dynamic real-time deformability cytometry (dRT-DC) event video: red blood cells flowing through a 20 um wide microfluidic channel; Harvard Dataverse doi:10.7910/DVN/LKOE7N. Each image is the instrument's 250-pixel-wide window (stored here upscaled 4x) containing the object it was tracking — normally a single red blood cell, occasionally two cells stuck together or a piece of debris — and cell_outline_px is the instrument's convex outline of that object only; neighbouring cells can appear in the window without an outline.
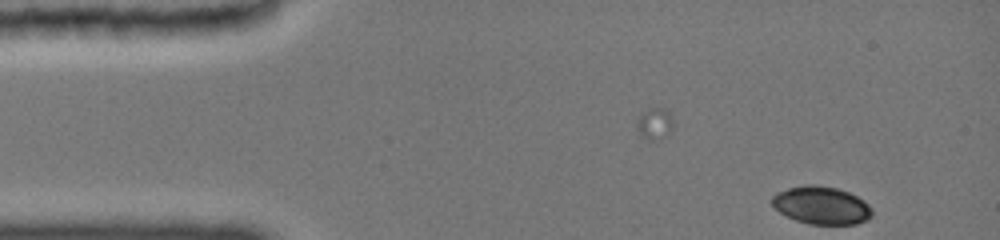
{"species": "common noctule bat (a hibernating species)", "species_latin": "Nyctalus noctula", "temperature_condition": "cold", "stored_images_in_passage": 65, "camera_frame_rate_fps": 3000, "um_per_image_px": 0.085, "animal": {"sex": "female", "body_mass_g": 19.0, "forearm_length_mm": 51.5}, "frame": {"image": 1, "passage_image": 1, "time_ms": 0.0, "image_size_px": [1000, 240], "cell_outline_px": [[872, 216], [868, 220], [856, 224], [808, 224], [796, 220], [780, 212], [772, 204], [772, 196], [776, 192], [788, 188], [804, 184], [816, 184], [836, 188], [848, 192], [864, 200], [872, 208]], "centroid_in_image_um": [69.83, 17.44], "position_along_channel_um": 15.2, "area_um2": 22.14}}
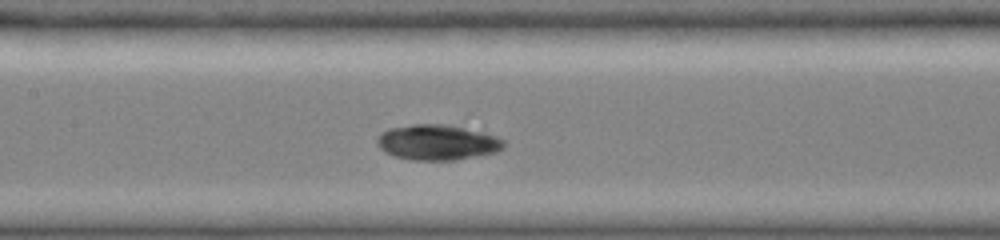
{"frame": {"image": 2, "passage_image": 38, "time_ms": 6.333, "image_size_px": [1000, 240], "cell_outline_px": [[504, 148], [496, 152], [456, 160], [412, 160], [392, 156], [384, 152], [380, 148], [376, 140], [384, 132], [392, 128], [412, 124], [440, 124], [480, 132], [496, 136], [504, 140]], "centroid_in_image_um": [37.16, 12.12], "position_along_channel_um": 170.2, "area_um2": 25.72}}
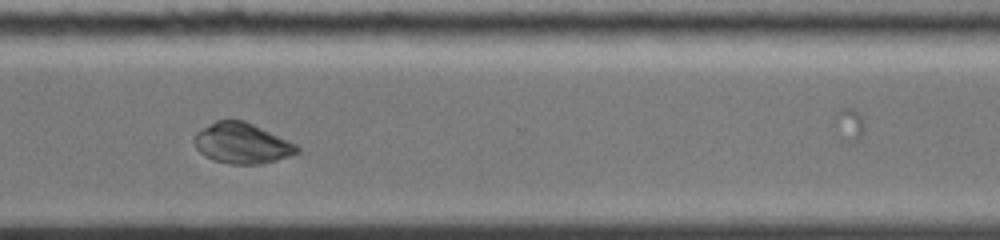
{"frame": {"image": 3, "passage_image": 64, "time_ms": 11.0, "image_size_px": [1000, 240], "cell_outline_px": [[300, 148], [296, 152], [288, 156], [264, 164], [232, 164], [212, 160], [204, 156], [196, 148], [192, 140], [204, 128], [216, 120], [244, 120], [296, 144]], "centroid_in_image_um": [20.55, 12.19], "position_along_channel_um": 350.1, "area_um2": 23.93}}